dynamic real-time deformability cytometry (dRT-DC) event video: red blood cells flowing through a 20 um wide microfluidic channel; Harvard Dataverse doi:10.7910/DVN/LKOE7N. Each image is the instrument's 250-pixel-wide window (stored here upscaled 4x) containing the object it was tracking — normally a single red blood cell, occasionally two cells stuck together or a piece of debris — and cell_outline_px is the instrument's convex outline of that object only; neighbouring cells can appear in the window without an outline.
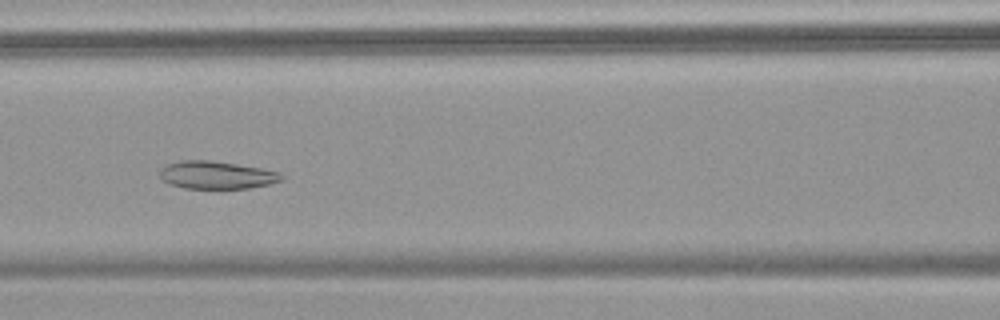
{"species": "common noctule bat (a hibernating species)", "species_latin": "Nyctalus noctula", "temperature_condition": "warm", "stored_images_in_passage": 53, "camera_frame_rate_fps": 3000, "um_per_image_px": 0.085, "animal": {"sex": "female", "body_mass_g": 18.4}, "frame": {"image": 1, "passage_image": 22, "time_ms": 7.0, "image_size_px": [1000, 320], "cell_outline_px": [[284, 180], [268, 184], [248, 188], [184, 188], [168, 184], [160, 180], [160, 168], [168, 164], [180, 160], [208, 160], [236, 164], [260, 168], [280, 172], [284, 176]], "centroid_in_image_um": [18.38, 14.88], "position_along_channel_um": 148.2, "area_um2": 19.71}}
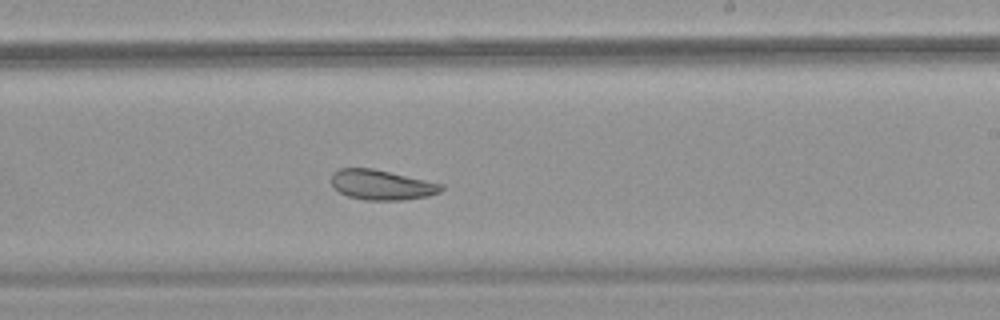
{"frame": {"image": 2, "passage_image": 31, "time_ms": 10.0, "image_size_px": [1000, 320], "cell_outline_px": [[444, 188], [440, 192], [428, 196], [404, 200], [364, 200], [348, 196], [332, 188], [332, 172], [340, 168], [372, 168], [444, 184]], "centroid_in_image_um": [32.43, 15.71], "position_along_channel_um": 256.6, "area_um2": 19.31}}
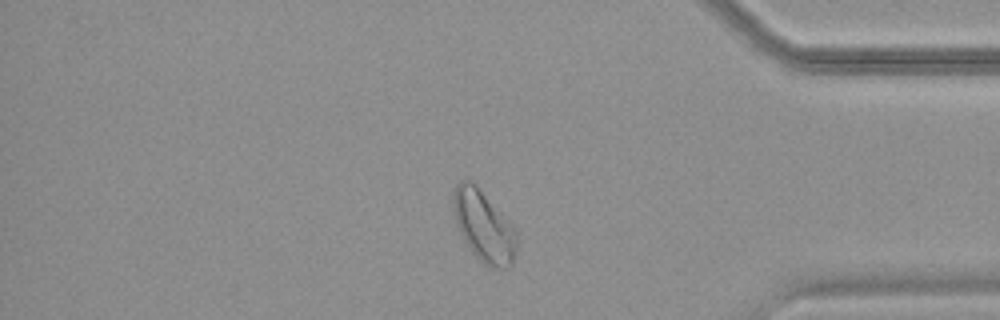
{"frame": {"image": 3, "passage_image": 44, "time_ms": 14.333, "image_size_px": [1000, 320], "cell_outline_px": [[516, 252], [512, 264], [504, 268], [500, 268], [484, 264], [472, 252], [464, 240], [460, 232], [456, 220], [452, 200], [452, 196], [456, 184], [460, 180], [472, 180], [476, 184], [516, 228]], "centroid_in_image_um": [41.12, 19.19], "position_along_channel_um": 394.1, "area_um2": 26.18}, "authors_computed_cell_mechanics": {"area_um2": 24.2182, "velocity_mm_per_s": 3.6309, "shape_relaxation_time_tau1_ms": null, "shape_relaxation_time_tau2_ms": 2.8882, "deformation_change_tau1": null, "deformation_change_tau2": 0.0867}}